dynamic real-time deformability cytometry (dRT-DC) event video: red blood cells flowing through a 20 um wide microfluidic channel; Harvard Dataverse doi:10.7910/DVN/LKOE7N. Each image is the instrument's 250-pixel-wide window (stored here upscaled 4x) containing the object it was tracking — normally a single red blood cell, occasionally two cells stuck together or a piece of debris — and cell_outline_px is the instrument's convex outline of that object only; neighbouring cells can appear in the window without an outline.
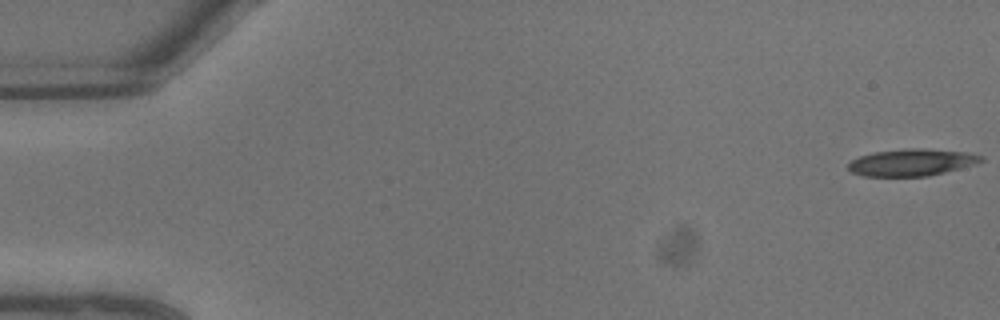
{"species": "common noctule bat (a hibernating species)", "species_latin": "Nyctalus noctula", "temperature_condition": "warm", "stored_images_in_passage": 7, "camera_frame_rate_fps": 3000, "um_per_image_px": 0.085, "animal": {"sex": "male", "body_mass_g": 13.3}, "frame": {"image": 1, "passage_image": 1, "time_ms": 0.0, "image_size_px": [1000, 320], "cell_outline_px": [[984, 160], [976, 164], [928, 176], [864, 176], [852, 172], [848, 168], [848, 164], [852, 160], [860, 156], [872, 152], [904, 148], [924, 148], [968, 152], [984, 156]], "centroid_in_image_um": [77.52, 13.79], "position_along_channel_um": 7.5, "area_um2": 20.98}}